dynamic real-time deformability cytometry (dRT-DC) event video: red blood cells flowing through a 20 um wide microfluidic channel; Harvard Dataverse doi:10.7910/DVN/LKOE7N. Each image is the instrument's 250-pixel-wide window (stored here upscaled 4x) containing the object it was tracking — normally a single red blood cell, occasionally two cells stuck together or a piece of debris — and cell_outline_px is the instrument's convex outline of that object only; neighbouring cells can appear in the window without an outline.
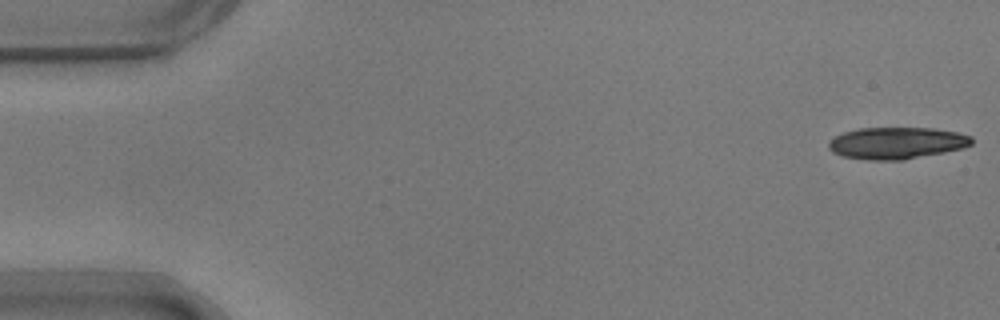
{"species": "common noctule bat (a hibernating species)", "species_latin": "Nyctalus noctula", "temperature_condition": "warm", "stored_images_in_passage": 18, "camera_frame_rate_fps": 3000, "um_per_image_px": 0.085, "animal": {"sex": "male", "body_mass_g": 17.9}, "frame": {"image": 1, "passage_image": 1, "time_ms": 0.0, "image_size_px": [1000, 320], "cell_outline_px": [[972, 144], [964, 148], [904, 160], [868, 160], [844, 156], [832, 152], [828, 148], [828, 144], [836, 136], [844, 132], [860, 128], [932, 128], [956, 132], [972, 136]], "centroid_in_image_um": [76.24, 12.16], "position_along_channel_um": 8.8, "area_um2": 26.41}}